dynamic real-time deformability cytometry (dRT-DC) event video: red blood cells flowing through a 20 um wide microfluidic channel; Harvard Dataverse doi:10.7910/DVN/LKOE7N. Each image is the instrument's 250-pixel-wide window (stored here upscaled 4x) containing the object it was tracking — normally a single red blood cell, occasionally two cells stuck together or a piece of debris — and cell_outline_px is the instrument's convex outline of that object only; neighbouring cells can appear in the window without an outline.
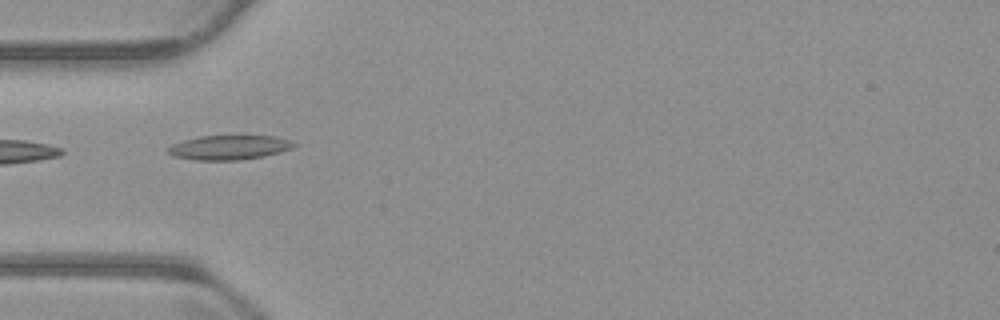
{"species": "common noctule bat (a hibernating species)", "species_latin": "Nyctalus noctula", "temperature_condition": "warm", "stored_images_in_passage": 20, "camera_frame_rate_fps": 3000, "um_per_image_px": 0.085, "animal": {"sex": "male", "body_mass_g": 23.1, "forearm_length_mm": 52.7}, "frame": {"image": 1, "passage_image": 1, "time_ms": 0.0, "image_size_px": [1000, 320], "cell_outline_px": [[300, 144], [292, 148], [280, 152], [264, 156], [240, 160], [196, 160], [172, 156], [168, 152], [168, 148], [172, 144], [184, 140], [200, 136], [276, 136]], "centroid_in_image_um": [19.5, 12.53], "position_along_channel_um": 65.5, "area_um2": 17.92}}
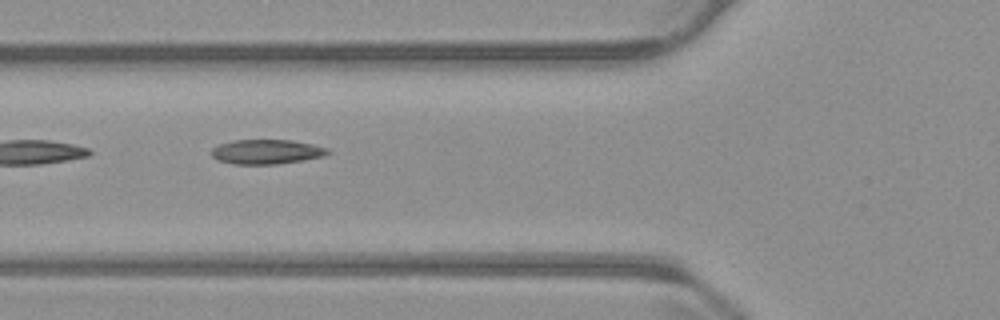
{"frame": {"image": 2, "passage_image": 4, "time_ms": 1.0, "image_size_px": [1000, 320], "cell_outline_px": [[332, 152], [324, 156], [304, 160], [276, 164], [232, 164], [216, 160], [208, 152], [212, 148], [220, 144], [232, 140], [292, 140], [312, 144], [328, 148]], "centroid_in_image_um": [22.63, 12.9], "position_along_channel_um": 103.2, "area_um2": 16.88}}